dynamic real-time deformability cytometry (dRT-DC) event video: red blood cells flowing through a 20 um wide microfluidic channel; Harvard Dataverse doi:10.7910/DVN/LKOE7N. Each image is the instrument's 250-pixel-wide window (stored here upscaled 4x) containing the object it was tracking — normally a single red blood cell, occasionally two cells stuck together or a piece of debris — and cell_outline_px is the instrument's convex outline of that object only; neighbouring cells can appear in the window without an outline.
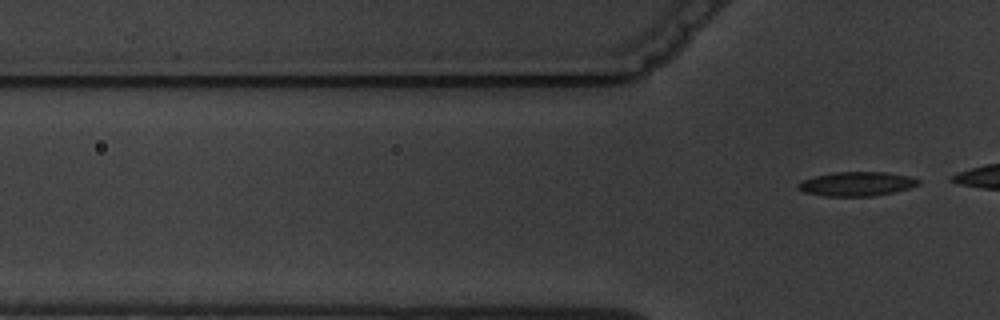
{"species": "common noctule bat (a hibernating species)", "species_latin": "Nyctalus noctula", "temperature_condition": "warm", "stored_images_in_passage": 8, "camera_frame_rate_fps": 3000, "um_per_image_px": 0.085, "animal": {"sex": "male", "body_mass_g": 19.5, "forearm_length_mm": 54.6}, "frame": {"image": 1, "passage_image": 8, "time_ms": 8.333, "image_size_px": [1000, 320], "cell_outline_px": [[920, 184], [908, 188], [892, 192], [872, 196], [824, 196], [804, 192], [796, 188], [796, 184], [804, 180], [816, 176], [836, 172], [884, 172], [908, 176], [920, 180]], "centroid_in_image_um": [72.79, 15.63], "position_along_channel_um": 53.0, "area_um2": 16.76}}